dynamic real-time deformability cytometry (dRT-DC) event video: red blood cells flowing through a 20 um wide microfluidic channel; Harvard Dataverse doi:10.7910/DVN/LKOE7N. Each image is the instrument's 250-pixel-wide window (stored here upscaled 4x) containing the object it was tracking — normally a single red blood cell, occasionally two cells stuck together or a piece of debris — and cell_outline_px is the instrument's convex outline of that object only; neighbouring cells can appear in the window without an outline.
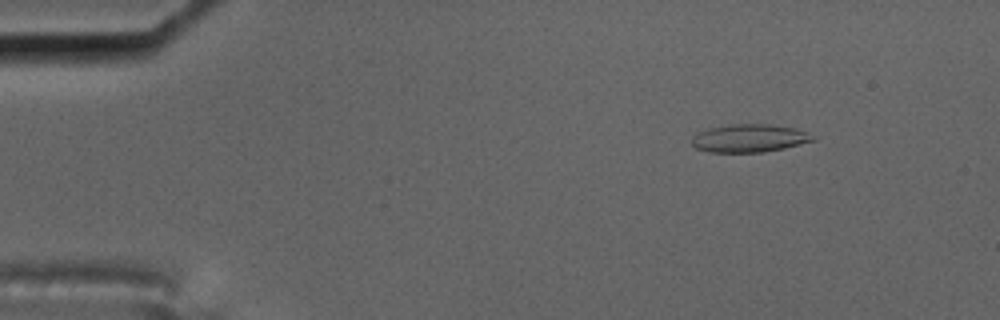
{"species": "common noctule bat (a hibernating species)", "species_latin": "Nyctalus noctula", "temperature_condition": "cold", "stored_images_in_passage": 5, "segment_of_instrument_passage": [1, 2], "camera_frame_rate_fps": 3000, "um_per_image_px": 0.085, "animal": {"sex": "male", "body_mass_g": 17.5, "forearm_length_mm": 52.3}, "frame": {"image": 1, "passage_image": 1, "time_ms": 0.0, "image_size_px": [1000, 320], "cell_outline_px": [[816, 140], [784, 148], [764, 152], [708, 152], [696, 148], [692, 144], [692, 136], [696, 132], [708, 128], [732, 124], [772, 124], [796, 128], [812, 136]], "centroid_in_image_um": [63.65, 11.74], "position_along_channel_um": 21.4, "area_um2": 19.77}}